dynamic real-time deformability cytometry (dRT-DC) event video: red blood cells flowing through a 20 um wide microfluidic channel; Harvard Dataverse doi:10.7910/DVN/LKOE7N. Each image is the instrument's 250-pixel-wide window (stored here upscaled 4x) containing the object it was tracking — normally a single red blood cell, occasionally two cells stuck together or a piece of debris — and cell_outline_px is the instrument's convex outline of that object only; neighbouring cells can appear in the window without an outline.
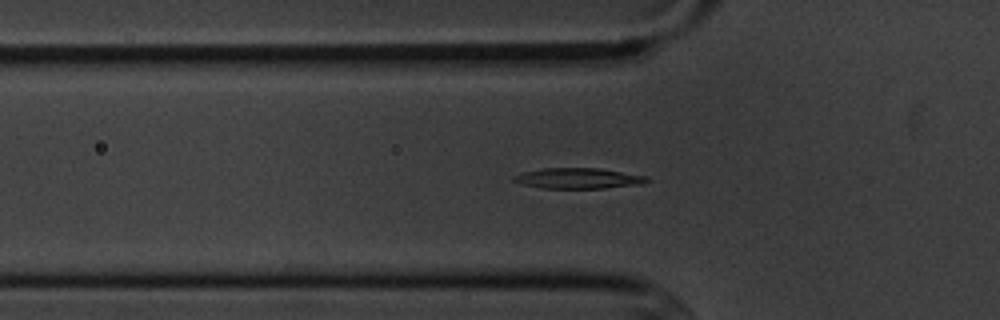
{"species": "common noctule bat (a hibernating species)", "species_latin": "Nyctalus noctula", "temperature_condition": "cold", "stored_images_in_passage": 13, "camera_frame_rate_fps": 3000, "um_per_image_px": 0.085, "animal": {"sex": "male", "body_mass_g": 20.1, "forearm_length_mm": 53.5}, "frame": {"image": 1, "passage_image": 3, "time_ms": 0.667, "image_size_px": [1000, 320], "cell_outline_px": [[652, 180], [644, 184], [604, 188], [540, 188], [524, 184], [512, 180], [512, 176], [524, 172], [544, 168], [600, 168], [648, 176]], "centroid_in_image_um": [49.23, 15.15], "position_along_channel_um": 76.6, "area_um2": 16.07}}
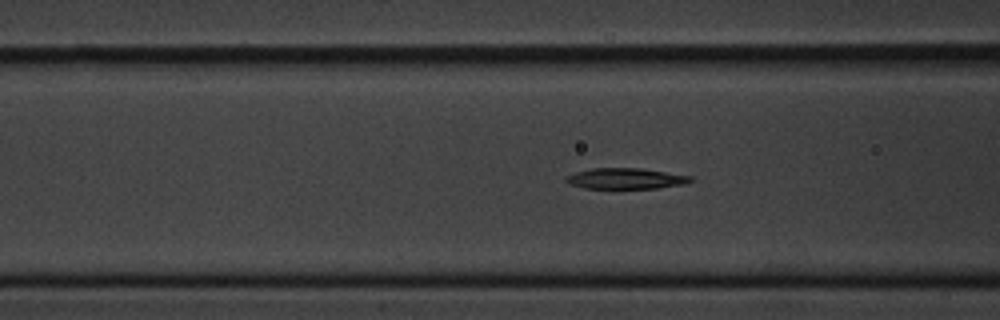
{"frame": {"image": 2, "passage_image": 6, "time_ms": 1.667, "image_size_px": [1000, 320], "cell_outline_px": [[692, 180], [684, 184], [656, 188], [584, 188], [568, 184], [564, 180], [564, 176], [572, 172], [592, 168], [640, 168], [692, 176]], "centroid_in_image_um": [53.09, 15.17], "position_along_channel_um": 113.5, "area_um2": 15.2}}
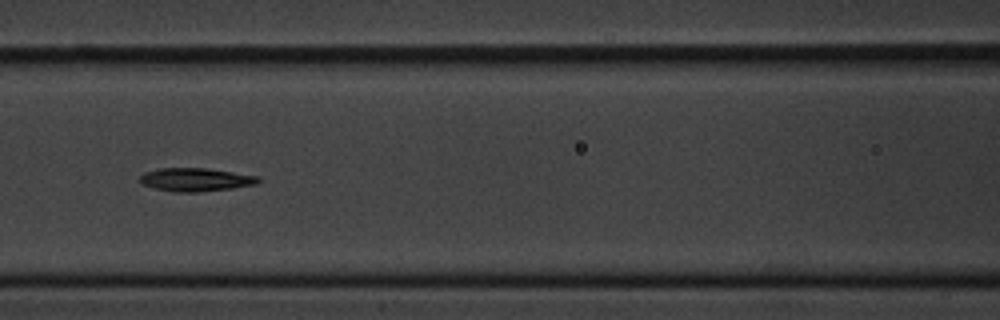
{"frame": {"image": 3, "passage_image": 9, "time_ms": 2.667, "image_size_px": [1000, 320], "cell_outline_px": [[260, 180], [256, 184], [232, 188], [200, 192], [172, 192], [156, 188], [144, 184], [140, 180], [140, 176], [144, 172], [160, 168], [204, 168], [260, 176]], "centroid_in_image_um": [16.64, 15.27], "position_along_channel_um": 150.0, "area_um2": 15.95}}